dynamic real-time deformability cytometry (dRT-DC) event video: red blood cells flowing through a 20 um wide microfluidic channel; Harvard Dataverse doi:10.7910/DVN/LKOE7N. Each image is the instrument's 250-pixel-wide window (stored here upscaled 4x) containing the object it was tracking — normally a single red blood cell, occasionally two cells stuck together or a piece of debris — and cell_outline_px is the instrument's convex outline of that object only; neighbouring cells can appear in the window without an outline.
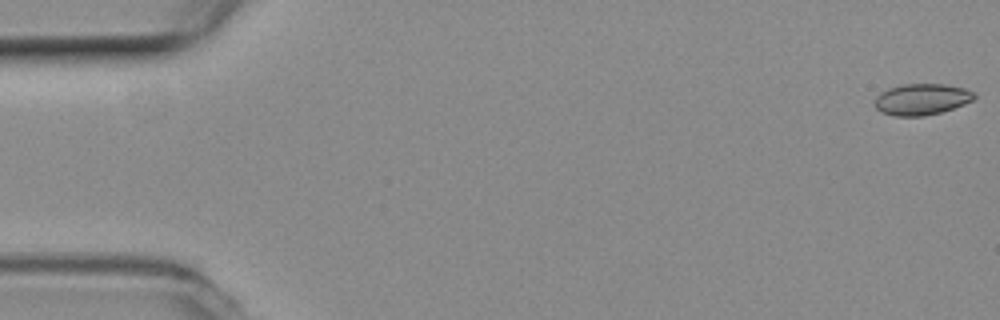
{"species": "common noctule bat (a hibernating species)", "species_latin": "Nyctalus noctula", "temperature_condition": "room temperature", "stored_images_in_passage": 55, "camera_frame_rate_fps": 3000, "um_per_image_px": 0.085, "animal": {"sex": "female", "body_mass_g": 19.3, "forearm_length_mm": 54.1}, "frame": {"image": 1, "passage_image": 1, "time_ms": 0.0, "image_size_px": [1000, 320], "cell_outline_px": [[976, 96], [972, 100], [964, 104], [940, 112], [924, 116], [892, 116], [880, 112], [872, 104], [876, 96], [880, 92], [888, 88], [904, 84], [944, 84], [964, 88], [976, 92]], "centroid_in_image_um": [78.3, 8.44], "position_along_channel_um": 6.7, "area_um2": 18.32}}
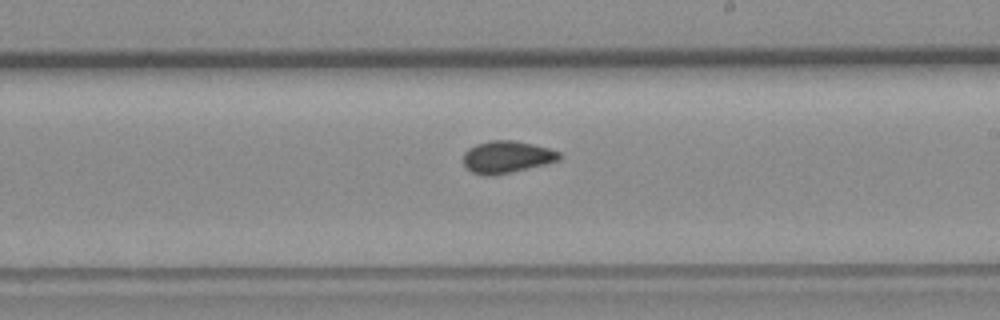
{"frame": {"image": 2, "passage_image": 31, "time_ms": 10.0, "image_size_px": [1000, 320], "cell_outline_px": [[560, 160], [544, 164], [508, 172], [488, 176], [472, 172], [464, 164], [464, 152], [468, 148], [476, 144], [492, 140], [512, 140], [532, 144], [548, 148], [560, 152]], "centroid_in_image_um": [43.06, 13.32], "position_along_channel_um": 245.9, "area_um2": 17.57}}
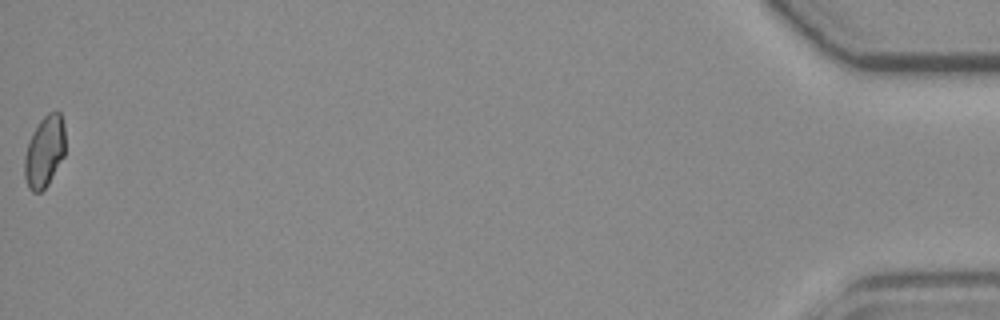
{"frame": {"image": 3, "passage_image": 54, "time_ms": 17.667, "image_size_px": [1000, 320], "cell_outline_px": [[64, 156], [48, 184], [40, 192], [32, 192], [28, 188], [24, 176], [24, 156], [28, 140], [32, 132], [40, 120], [48, 112], [60, 112], [64, 124]], "centroid_in_image_um": [3.76, 12.88], "position_along_channel_um": 431.4, "area_um2": 17.05}, "authors_computed_cell_mechanics": {"area_um2": 17.6868, "velocity_mm_per_s": 3.8176, "shape_relaxation_time_tau1_ms": null, "shape_relaxation_time_tau2_ms": 1.8654, "deformation_change_tau1": null, "deformation_change_tau2": 0.0414}}